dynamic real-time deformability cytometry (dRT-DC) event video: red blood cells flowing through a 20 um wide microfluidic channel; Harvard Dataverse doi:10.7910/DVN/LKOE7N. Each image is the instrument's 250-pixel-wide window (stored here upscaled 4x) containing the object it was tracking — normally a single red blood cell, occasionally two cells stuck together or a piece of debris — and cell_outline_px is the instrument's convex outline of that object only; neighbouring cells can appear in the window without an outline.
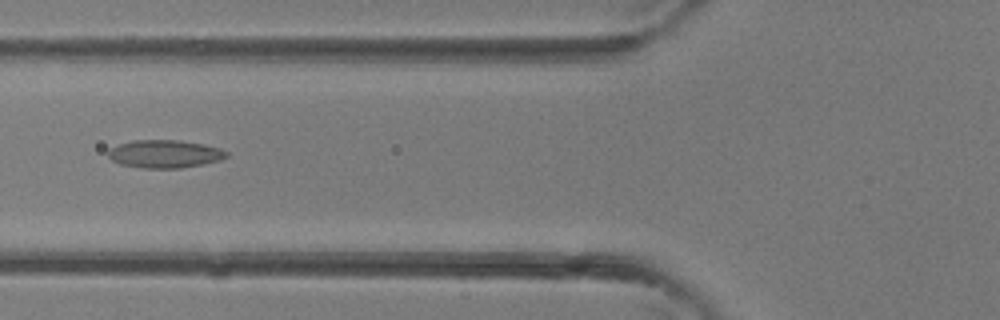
{"species": "common noctule bat (a hibernating species)", "species_latin": "Nyctalus noctula", "temperature_condition": "room temperature", "stored_images_in_passage": 4, "camera_frame_rate_fps": 3000, "um_per_image_px": 0.085, "animal": {"sex": "female"}, "frame": {"image": 1, "passage_image": 4, "time_ms": 1.0, "image_size_px": [1000, 320], "cell_outline_px": [[228, 156], [220, 160], [204, 164], [180, 168], [140, 168], [120, 164], [112, 160], [108, 156], [108, 148], [132, 140], [176, 140], [204, 144], [220, 148], [228, 152]], "centroid_in_image_um": [14.0, 13.08], "position_along_channel_um": 111.8, "area_um2": 19.36}}